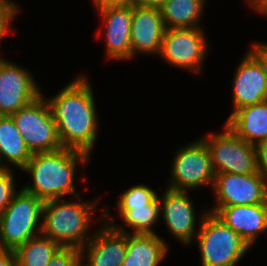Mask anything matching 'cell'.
<instances>
[{
    "instance_id": "cell-9",
    "label": "cell",
    "mask_w": 267,
    "mask_h": 266,
    "mask_svg": "<svg viewBox=\"0 0 267 266\" xmlns=\"http://www.w3.org/2000/svg\"><path fill=\"white\" fill-rule=\"evenodd\" d=\"M206 38L202 27L166 29L158 55L170 66L202 74L209 48Z\"/></svg>"
},
{
    "instance_id": "cell-3",
    "label": "cell",
    "mask_w": 267,
    "mask_h": 266,
    "mask_svg": "<svg viewBox=\"0 0 267 266\" xmlns=\"http://www.w3.org/2000/svg\"><path fill=\"white\" fill-rule=\"evenodd\" d=\"M77 198L80 200L66 201L63 198L44 201L41 234L62 247L81 249L93 236L89 228L95 222L93 213L96 212L98 199L83 202L80 195Z\"/></svg>"
},
{
    "instance_id": "cell-20",
    "label": "cell",
    "mask_w": 267,
    "mask_h": 266,
    "mask_svg": "<svg viewBox=\"0 0 267 266\" xmlns=\"http://www.w3.org/2000/svg\"><path fill=\"white\" fill-rule=\"evenodd\" d=\"M119 216L124 222V227L131 228L132 230H126L123 226L115 223L114 218H110L108 208L103 210L102 220L112 225L116 230L123 233H144V234H154L156 233L152 228L157 223L158 219L160 220V203L159 196L148 205L139 206V207H117ZM110 218V219H109Z\"/></svg>"
},
{
    "instance_id": "cell-12",
    "label": "cell",
    "mask_w": 267,
    "mask_h": 266,
    "mask_svg": "<svg viewBox=\"0 0 267 266\" xmlns=\"http://www.w3.org/2000/svg\"><path fill=\"white\" fill-rule=\"evenodd\" d=\"M189 195L187 191L166 188L162 197H159L160 215L164 219L165 228L183 245L193 243L199 232L196 228L197 213Z\"/></svg>"
},
{
    "instance_id": "cell-28",
    "label": "cell",
    "mask_w": 267,
    "mask_h": 266,
    "mask_svg": "<svg viewBox=\"0 0 267 266\" xmlns=\"http://www.w3.org/2000/svg\"><path fill=\"white\" fill-rule=\"evenodd\" d=\"M255 147L258 173L267 179V138L260 141Z\"/></svg>"
},
{
    "instance_id": "cell-33",
    "label": "cell",
    "mask_w": 267,
    "mask_h": 266,
    "mask_svg": "<svg viewBox=\"0 0 267 266\" xmlns=\"http://www.w3.org/2000/svg\"><path fill=\"white\" fill-rule=\"evenodd\" d=\"M165 0H135L134 6L160 8Z\"/></svg>"
},
{
    "instance_id": "cell-19",
    "label": "cell",
    "mask_w": 267,
    "mask_h": 266,
    "mask_svg": "<svg viewBox=\"0 0 267 266\" xmlns=\"http://www.w3.org/2000/svg\"><path fill=\"white\" fill-rule=\"evenodd\" d=\"M168 247L157 233H127V252L122 266H159L169 253Z\"/></svg>"
},
{
    "instance_id": "cell-15",
    "label": "cell",
    "mask_w": 267,
    "mask_h": 266,
    "mask_svg": "<svg viewBox=\"0 0 267 266\" xmlns=\"http://www.w3.org/2000/svg\"><path fill=\"white\" fill-rule=\"evenodd\" d=\"M230 116L237 110L267 100V75L258 60L248 51L233 75Z\"/></svg>"
},
{
    "instance_id": "cell-1",
    "label": "cell",
    "mask_w": 267,
    "mask_h": 266,
    "mask_svg": "<svg viewBox=\"0 0 267 266\" xmlns=\"http://www.w3.org/2000/svg\"><path fill=\"white\" fill-rule=\"evenodd\" d=\"M94 96L88 77L79 74L55 96L46 98L63 148L91 155L99 122Z\"/></svg>"
},
{
    "instance_id": "cell-5",
    "label": "cell",
    "mask_w": 267,
    "mask_h": 266,
    "mask_svg": "<svg viewBox=\"0 0 267 266\" xmlns=\"http://www.w3.org/2000/svg\"><path fill=\"white\" fill-rule=\"evenodd\" d=\"M44 201L22 188L0 215V249L16 250L41 234Z\"/></svg>"
},
{
    "instance_id": "cell-2",
    "label": "cell",
    "mask_w": 267,
    "mask_h": 266,
    "mask_svg": "<svg viewBox=\"0 0 267 266\" xmlns=\"http://www.w3.org/2000/svg\"><path fill=\"white\" fill-rule=\"evenodd\" d=\"M90 156L74 149L61 148L53 152L34 153L21 169L31 181L22 189L43 201L63 199L78 194L75 186L78 165L84 168Z\"/></svg>"
},
{
    "instance_id": "cell-26",
    "label": "cell",
    "mask_w": 267,
    "mask_h": 266,
    "mask_svg": "<svg viewBox=\"0 0 267 266\" xmlns=\"http://www.w3.org/2000/svg\"><path fill=\"white\" fill-rule=\"evenodd\" d=\"M21 12L19 5L11 0H0V45L2 39L11 32L12 20Z\"/></svg>"
},
{
    "instance_id": "cell-11",
    "label": "cell",
    "mask_w": 267,
    "mask_h": 266,
    "mask_svg": "<svg viewBox=\"0 0 267 266\" xmlns=\"http://www.w3.org/2000/svg\"><path fill=\"white\" fill-rule=\"evenodd\" d=\"M212 190L215 206L267 203V179L258 172L247 175L217 173Z\"/></svg>"
},
{
    "instance_id": "cell-21",
    "label": "cell",
    "mask_w": 267,
    "mask_h": 266,
    "mask_svg": "<svg viewBox=\"0 0 267 266\" xmlns=\"http://www.w3.org/2000/svg\"><path fill=\"white\" fill-rule=\"evenodd\" d=\"M32 155L13 118L0 115V166L13 165L21 170Z\"/></svg>"
},
{
    "instance_id": "cell-30",
    "label": "cell",
    "mask_w": 267,
    "mask_h": 266,
    "mask_svg": "<svg viewBox=\"0 0 267 266\" xmlns=\"http://www.w3.org/2000/svg\"><path fill=\"white\" fill-rule=\"evenodd\" d=\"M0 266H18L15 250L0 249Z\"/></svg>"
},
{
    "instance_id": "cell-25",
    "label": "cell",
    "mask_w": 267,
    "mask_h": 266,
    "mask_svg": "<svg viewBox=\"0 0 267 266\" xmlns=\"http://www.w3.org/2000/svg\"><path fill=\"white\" fill-rule=\"evenodd\" d=\"M14 172L10 167L0 166V215L11 203L16 189Z\"/></svg>"
},
{
    "instance_id": "cell-22",
    "label": "cell",
    "mask_w": 267,
    "mask_h": 266,
    "mask_svg": "<svg viewBox=\"0 0 267 266\" xmlns=\"http://www.w3.org/2000/svg\"><path fill=\"white\" fill-rule=\"evenodd\" d=\"M207 0H165L160 7L166 29L198 28Z\"/></svg>"
},
{
    "instance_id": "cell-7",
    "label": "cell",
    "mask_w": 267,
    "mask_h": 266,
    "mask_svg": "<svg viewBox=\"0 0 267 266\" xmlns=\"http://www.w3.org/2000/svg\"><path fill=\"white\" fill-rule=\"evenodd\" d=\"M11 117L32 154L53 152L63 148L57 124L46 96L43 94L20 108Z\"/></svg>"
},
{
    "instance_id": "cell-8",
    "label": "cell",
    "mask_w": 267,
    "mask_h": 266,
    "mask_svg": "<svg viewBox=\"0 0 267 266\" xmlns=\"http://www.w3.org/2000/svg\"><path fill=\"white\" fill-rule=\"evenodd\" d=\"M223 130L201 137L210 152L215 174L247 175L258 172L256 147L238 137L226 123Z\"/></svg>"
},
{
    "instance_id": "cell-29",
    "label": "cell",
    "mask_w": 267,
    "mask_h": 266,
    "mask_svg": "<svg viewBox=\"0 0 267 266\" xmlns=\"http://www.w3.org/2000/svg\"><path fill=\"white\" fill-rule=\"evenodd\" d=\"M248 51L258 60L267 75V43L254 42Z\"/></svg>"
},
{
    "instance_id": "cell-16",
    "label": "cell",
    "mask_w": 267,
    "mask_h": 266,
    "mask_svg": "<svg viewBox=\"0 0 267 266\" xmlns=\"http://www.w3.org/2000/svg\"><path fill=\"white\" fill-rule=\"evenodd\" d=\"M166 27L160 8L132 7L131 50L132 59L138 53L158 55Z\"/></svg>"
},
{
    "instance_id": "cell-31",
    "label": "cell",
    "mask_w": 267,
    "mask_h": 266,
    "mask_svg": "<svg viewBox=\"0 0 267 266\" xmlns=\"http://www.w3.org/2000/svg\"><path fill=\"white\" fill-rule=\"evenodd\" d=\"M247 5L251 7L252 11L267 17V0H247Z\"/></svg>"
},
{
    "instance_id": "cell-27",
    "label": "cell",
    "mask_w": 267,
    "mask_h": 266,
    "mask_svg": "<svg viewBox=\"0 0 267 266\" xmlns=\"http://www.w3.org/2000/svg\"><path fill=\"white\" fill-rule=\"evenodd\" d=\"M47 266H81V250L77 247H62Z\"/></svg>"
},
{
    "instance_id": "cell-23",
    "label": "cell",
    "mask_w": 267,
    "mask_h": 266,
    "mask_svg": "<svg viewBox=\"0 0 267 266\" xmlns=\"http://www.w3.org/2000/svg\"><path fill=\"white\" fill-rule=\"evenodd\" d=\"M61 248L57 242L39 234L15 250L18 266H47Z\"/></svg>"
},
{
    "instance_id": "cell-13",
    "label": "cell",
    "mask_w": 267,
    "mask_h": 266,
    "mask_svg": "<svg viewBox=\"0 0 267 266\" xmlns=\"http://www.w3.org/2000/svg\"><path fill=\"white\" fill-rule=\"evenodd\" d=\"M105 27V51L108 59L125 61L132 58V7L95 5Z\"/></svg>"
},
{
    "instance_id": "cell-4",
    "label": "cell",
    "mask_w": 267,
    "mask_h": 266,
    "mask_svg": "<svg viewBox=\"0 0 267 266\" xmlns=\"http://www.w3.org/2000/svg\"><path fill=\"white\" fill-rule=\"evenodd\" d=\"M200 217L195 240L201 266H237L251 247L214 213L205 210Z\"/></svg>"
},
{
    "instance_id": "cell-32",
    "label": "cell",
    "mask_w": 267,
    "mask_h": 266,
    "mask_svg": "<svg viewBox=\"0 0 267 266\" xmlns=\"http://www.w3.org/2000/svg\"><path fill=\"white\" fill-rule=\"evenodd\" d=\"M135 0H103L100 4L109 6L134 7Z\"/></svg>"
},
{
    "instance_id": "cell-6",
    "label": "cell",
    "mask_w": 267,
    "mask_h": 266,
    "mask_svg": "<svg viewBox=\"0 0 267 266\" xmlns=\"http://www.w3.org/2000/svg\"><path fill=\"white\" fill-rule=\"evenodd\" d=\"M169 189L192 191L202 187L213 188L215 172L205 141L196 139L180 147L171 160Z\"/></svg>"
},
{
    "instance_id": "cell-34",
    "label": "cell",
    "mask_w": 267,
    "mask_h": 266,
    "mask_svg": "<svg viewBox=\"0 0 267 266\" xmlns=\"http://www.w3.org/2000/svg\"><path fill=\"white\" fill-rule=\"evenodd\" d=\"M102 1L103 0H92L94 6L100 4Z\"/></svg>"
},
{
    "instance_id": "cell-24",
    "label": "cell",
    "mask_w": 267,
    "mask_h": 266,
    "mask_svg": "<svg viewBox=\"0 0 267 266\" xmlns=\"http://www.w3.org/2000/svg\"><path fill=\"white\" fill-rule=\"evenodd\" d=\"M158 194L145 184H137L126 189L119 197L117 207H139L151 204Z\"/></svg>"
},
{
    "instance_id": "cell-18",
    "label": "cell",
    "mask_w": 267,
    "mask_h": 266,
    "mask_svg": "<svg viewBox=\"0 0 267 266\" xmlns=\"http://www.w3.org/2000/svg\"><path fill=\"white\" fill-rule=\"evenodd\" d=\"M225 123L238 137L256 146L267 138V100L237 109Z\"/></svg>"
},
{
    "instance_id": "cell-10",
    "label": "cell",
    "mask_w": 267,
    "mask_h": 266,
    "mask_svg": "<svg viewBox=\"0 0 267 266\" xmlns=\"http://www.w3.org/2000/svg\"><path fill=\"white\" fill-rule=\"evenodd\" d=\"M32 73L0 56V115L11 116L42 95Z\"/></svg>"
},
{
    "instance_id": "cell-17",
    "label": "cell",
    "mask_w": 267,
    "mask_h": 266,
    "mask_svg": "<svg viewBox=\"0 0 267 266\" xmlns=\"http://www.w3.org/2000/svg\"><path fill=\"white\" fill-rule=\"evenodd\" d=\"M207 211L214 213L237 232L250 247H253L259 235L267 232V203L213 206Z\"/></svg>"
},
{
    "instance_id": "cell-14",
    "label": "cell",
    "mask_w": 267,
    "mask_h": 266,
    "mask_svg": "<svg viewBox=\"0 0 267 266\" xmlns=\"http://www.w3.org/2000/svg\"><path fill=\"white\" fill-rule=\"evenodd\" d=\"M102 224L80 249L81 266H122L127 252V233L105 222Z\"/></svg>"
}]
</instances>
